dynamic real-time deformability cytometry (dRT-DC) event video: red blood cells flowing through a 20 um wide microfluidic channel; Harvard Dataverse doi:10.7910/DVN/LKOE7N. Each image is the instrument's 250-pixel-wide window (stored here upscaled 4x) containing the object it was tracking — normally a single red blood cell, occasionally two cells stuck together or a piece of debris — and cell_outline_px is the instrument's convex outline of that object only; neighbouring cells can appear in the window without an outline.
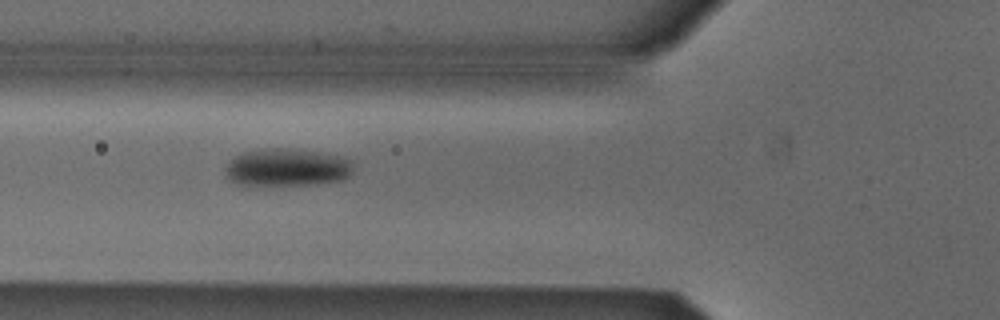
{"species": "Egyptian fruit bat (a non-hibernating species)", "species_latin": "Rousettus aegyptiacus", "temperature_condition": "cold", "stored_images_in_passage": 35, "camera_frame_rate_fps": 3000, "um_per_image_px": 0.085, "animal": {"sex": "male"}, "frame": {"image": 1, "passage_image": 4, "time_ms": 1.0, "image_size_px": [1000, 320], "cell_outline_px": [[352, 172], [348, 176], [340, 180], [308, 184], [240, 184], [232, 180], [228, 176], [224, 168], [228, 160], [244, 152], [272, 148], [284, 148], [312, 152], [336, 156], [348, 160], [352, 164]], "centroid_in_image_um": [24.34, 14.23], "position_along_channel_um": 101.5, "area_um2": 27.05}}
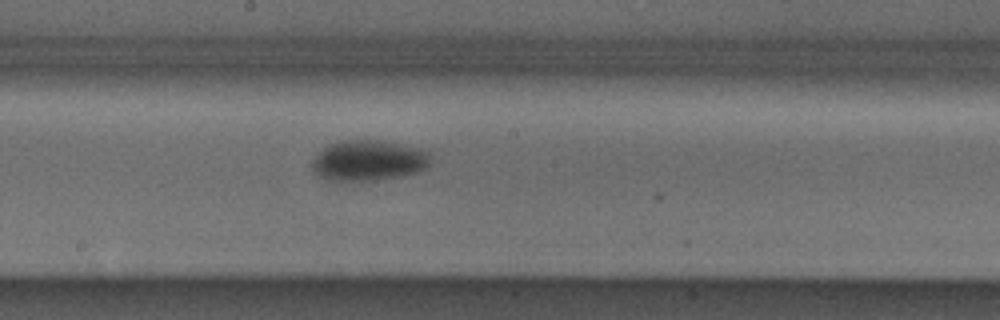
{"frame": {"image": 2, "passage_image": 13, "time_ms": 4.0, "image_size_px": [1000, 320], "cell_outline_px": [[432, 164], [428, 168], [420, 172], [404, 176], [368, 180], [328, 180], [320, 176], [312, 168], [312, 160], [328, 144], [340, 140], [380, 140], [428, 148], [432, 152]], "centroid_in_image_um": [31.47, 13.62], "position_along_channel_um": 216.7, "area_um2": 28.67}}
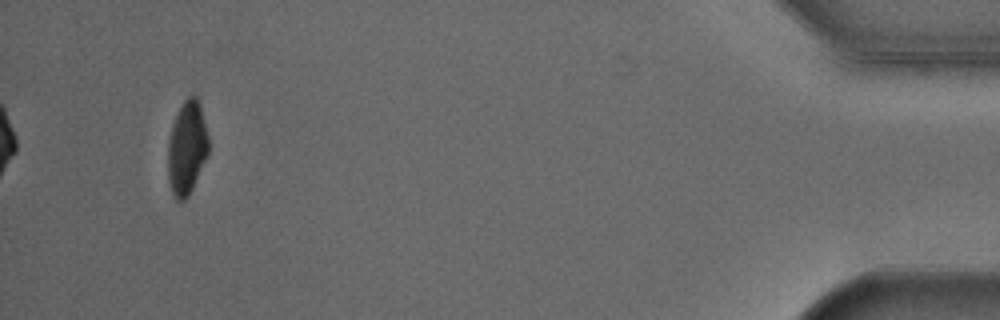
{"frame": {"image": 3, "passage_image": 35, "time_ms": 11.333, "image_size_px": [1000, 320], "cell_outline_px": [[208, 156], [188, 196], [184, 200], [176, 200], [172, 192], [168, 180], [168, 140], [176, 116], [184, 100], [188, 96], [196, 96], [200, 104], [208, 136]], "centroid_in_image_um": [15.89, 12.59], "position_along_channel_um": 419.3, "area_um2": 21.91}, "authors_computed_cell_mechanics": {"area_um2": 27.1082, "velocity_mm_per_s": 3.8486, "shape_relaxation_time_tau1_ms": 2.7642, "shape_relaxation_time_tau2_ms": null, "deformation_change_tau1": 0.1126, "deformation_change_tau2": null}}